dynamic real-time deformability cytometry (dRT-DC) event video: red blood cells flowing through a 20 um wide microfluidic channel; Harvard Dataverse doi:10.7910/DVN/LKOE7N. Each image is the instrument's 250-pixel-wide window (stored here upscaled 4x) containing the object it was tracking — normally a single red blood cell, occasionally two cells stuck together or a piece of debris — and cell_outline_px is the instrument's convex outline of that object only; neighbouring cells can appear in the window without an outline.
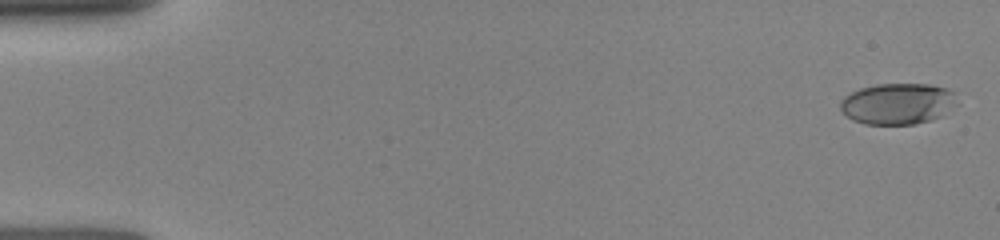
{"species": "human", "species_latin": "Homo sapiens", "temperature_condition": "room temperature", "stored_images_in_passage": 13, "camera_frame_rate_fps": 3000, "um_per_image_px": 0.085, "donor": {"sex": "female"}, "frame": {"image": 1, "passage_image": 1, "time_ms": 0.0, "image_size_px": [1000, 240], "cell_outline_px": [[960, 104], [944, 116], [932, 120], [916, 124], [864, 124], [852, 120], [840, 108], [840, 100], [844, 96], [860, 88], [876, 84], [928, 84], [948, 88], [956, 92]], "centroid_in_image_um": [76.4, 8.81], "position_along_channel_um": 8.6, "area_um2": 28.67}}
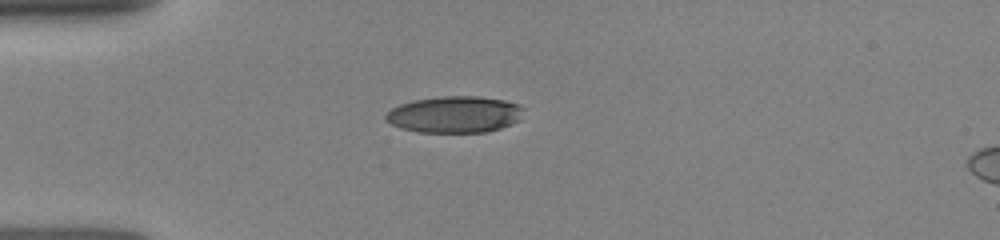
{"frame": {"image": 2, "passage_image": 8, "time_ms": 4.0, "image_size_px": [1000, 240], "cell_outline_px": [[524, 108], [520, 120], [500, 128], [484, 132], [416, 132], [400, 128], [384, 120], [384, 116], [392, 108], [400, 104], [412, 100], [444, 96], [476, 96], [504, 100], [520, 104]], "centroid_in_image_um": [38.64, 9.73], "position_along_channel_um": 46.4, "area_um2": 29.48}}
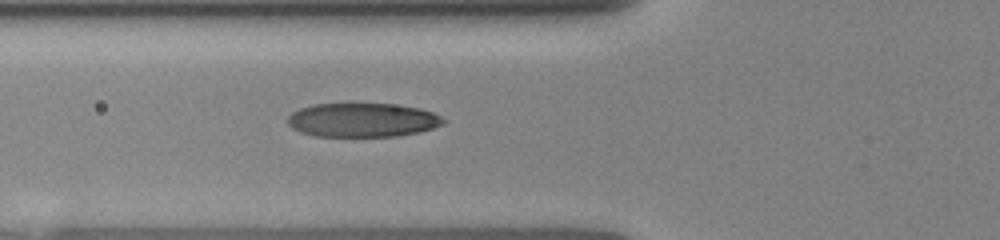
{"frame": {"image": 3, "passage_image": 13, "time_ms": 5.667, "image_size_px": [1000, 240], "cell_outline_px": [[448, 120], [444, 124], [420, 132], [396, 136], [316, 136], [300, 132], [292, 128], [288, 124], [288, 116], [292, 112], [300, 108], [312, 104], [348, 100], [392, 104], [420, 108], [432, 112]], "centroid_in_image_um": [30.79, 10.15], "position_along_channel_um": 95.0, "area_um2": 32.02}}